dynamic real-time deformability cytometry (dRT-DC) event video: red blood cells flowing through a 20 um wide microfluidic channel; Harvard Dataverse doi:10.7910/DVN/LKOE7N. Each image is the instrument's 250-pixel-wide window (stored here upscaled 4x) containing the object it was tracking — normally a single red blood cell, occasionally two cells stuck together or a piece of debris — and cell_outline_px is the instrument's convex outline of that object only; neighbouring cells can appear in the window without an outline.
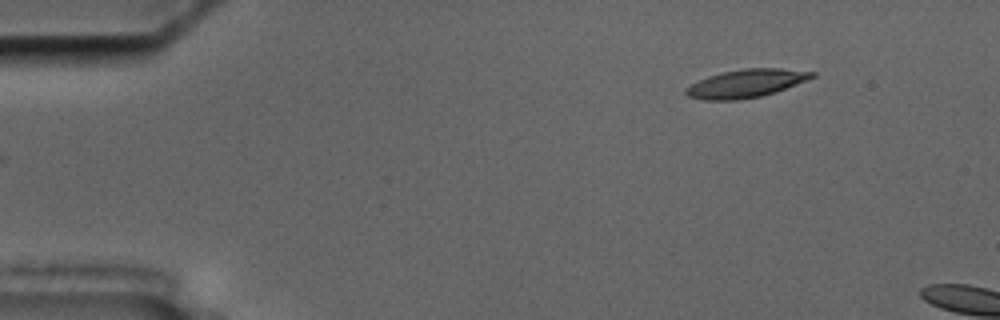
{"species": "common noctule bat (a hibernating species)", "species_latin": "Nyctalus noctula", "temperature_condition": "cold", "stored_images_in_passage": 4, "camera_frame_rate_fps": 3000, "um_per_image_px": 0.085, "animal": {"sex": "male", "body_mass_g": 17.5, "forearm_length_mm": 52.3}, "frame": {"image": 1, "passage_image": 1, "time_ms": 0.0, "image_size_px": [1000, 320], "cell_outline_px": [[816, 76], [776, 92], [760, 96], [736, 100], [704, 100], [688, 96], [684, 92], [684, 88], [708, 76], [724, 72], [744, 68], [780, 68], [816, 72]], "centroid_in_image_um": [63.42, 7.09], "position_along_channel_um": 21.6, "area_um2": 20.52}}